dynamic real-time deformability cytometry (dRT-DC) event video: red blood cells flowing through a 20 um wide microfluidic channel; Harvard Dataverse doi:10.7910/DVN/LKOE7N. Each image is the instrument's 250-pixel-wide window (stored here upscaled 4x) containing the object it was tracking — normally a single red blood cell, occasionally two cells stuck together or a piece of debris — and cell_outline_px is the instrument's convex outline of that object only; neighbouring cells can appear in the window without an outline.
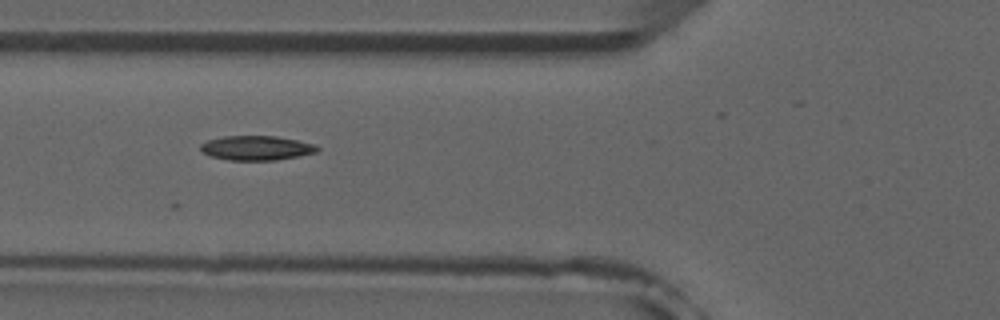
{"species": "common noctule bat (a hibernating species)", "species_latin": "Nyctalus noctula", "temperature_condition": "room temperature", "stored_images_in_passage": 5, "camera_frame_rate_fps": 3000, "um_per_image_px": 0.085, "animal": {"sex": "male", "forearm_length_mm": 52.5}, "frame": {"image": 1, "passage_image": 2, "time_ms": 1.333, "image_size_px": [1000, 320], "cell_outline_px": [[320, 148], [316, 152], [276, 160], [228, 160], [212, 156], [204, 152], [200, 148], [200, 144], [208, 140], [224, 136], [276, 136], [316, 144]], "centroid_in_image_um": [21.81, 12.57], "position_along_channel_um": 104.0, "area_um2": 16.47}}
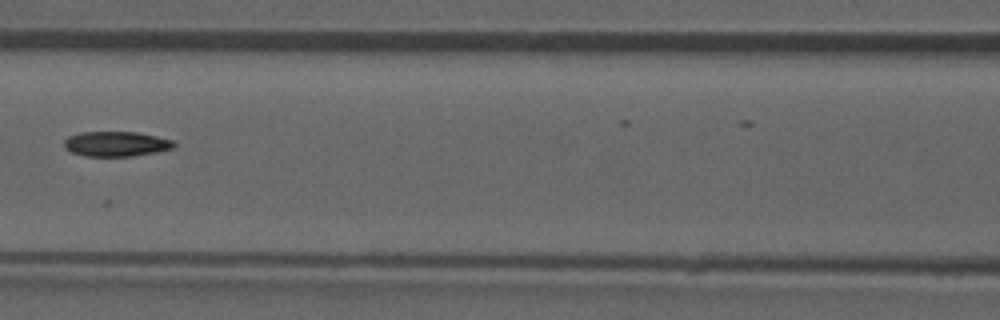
{"frame": {"image": 2, "passage_image": 3, "time_ms": 2.667, "image_size_px": [1000, 320], "cell_outline_px": [[176, 144], [172, 148], [156, 152], [132, 156], [84, 156], [72, 152], [64, 148], [64, 140], [68, 136], [80, 132], [136, 132], [156, 136], [172, 140]], "centroid_in_image_um": [9.84, 12.23], "position_along_channel_um": 156.8, "area_um2": 15.95}}